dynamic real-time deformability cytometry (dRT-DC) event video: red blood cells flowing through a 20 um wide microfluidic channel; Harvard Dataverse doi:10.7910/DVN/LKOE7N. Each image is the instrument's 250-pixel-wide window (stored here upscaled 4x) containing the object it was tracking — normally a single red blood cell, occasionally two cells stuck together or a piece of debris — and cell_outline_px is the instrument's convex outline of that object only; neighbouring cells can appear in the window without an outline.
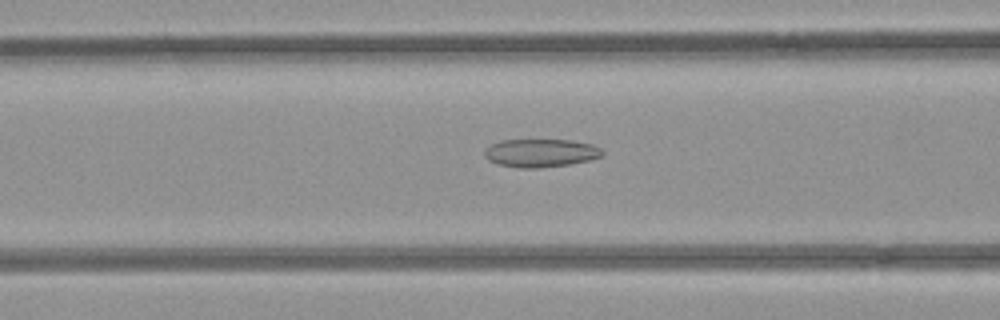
{"species": "common noctule bat (a hibernating species)", "species_latin": "Nyctalus noctula", "temperature_condition": "room temperature", "stored_images_in_passage": 41, "camera_frame_rate_fps": 3000, "um_per_image_px": 0.085, "animal": {"sex": "female", "body_mass_g": 21.9}, "frame": {"image": 1, "passage_image": 9, "time_ms": 2.667, "image_size_px": [1000, 320], "cell_outline_px": [[604, 152], [600, 156], [588, 160], [568, 164], [540, 168], [520, 168], [496, 164], [488, 160], [484, 156], [484, 148], [500, 140], [572, 140], [592, 144], [600, 148]], "centroid_in_image_um": [45.9, 13.0], "position_along_channel_um": 120.7, "area_um2": 19.36}}
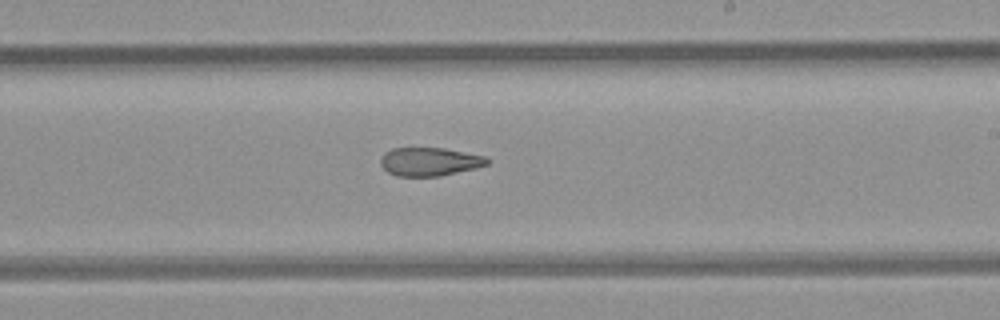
{"frame": {"image": 2, "passage_image": 19, "time_ms": 6.0, "image_size_px": [1000, 320], "cell_outline_px": [[488, 164], [476, 168], [440, 176], [396, 176], [388, 172], [380, 164], [380, 156], [384, 152], [392, 148], [444, 148], [484, 156], [488, 160]], "centroid_in_image_um": [36.47, 13.74], "position_along_channel_um": 252.5, "area_um2": 17.63}}
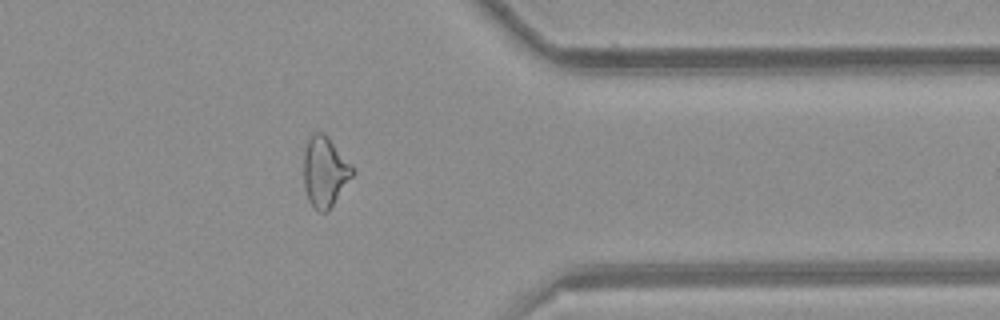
{"frame": {"image": 3, "passage_image": 30, "time_ms": 9.667, "image_size_px": [1000, 320], "cell_outline_px": [[356, 172], [328, 212], [320, 212], [308, 200], [304, 188], [304, 144], [312, 132], [324, 132], [328, 136]], "centroid_in_image_um": [27.6, 14.58], "position_along_channel_um": 383.8, "area_um2": 20.11}, "authors_computed_cell_mechanics": {"area_um2": 19.8254, "velocity_mm_per_s": 3.948, "shape_relaxation_time_tau1_ms": null, "shape_relaxation_time_tau2_ms": 3.9011, "deformation_change_tau1": null, "deformation_change_tau2": 0.123}}